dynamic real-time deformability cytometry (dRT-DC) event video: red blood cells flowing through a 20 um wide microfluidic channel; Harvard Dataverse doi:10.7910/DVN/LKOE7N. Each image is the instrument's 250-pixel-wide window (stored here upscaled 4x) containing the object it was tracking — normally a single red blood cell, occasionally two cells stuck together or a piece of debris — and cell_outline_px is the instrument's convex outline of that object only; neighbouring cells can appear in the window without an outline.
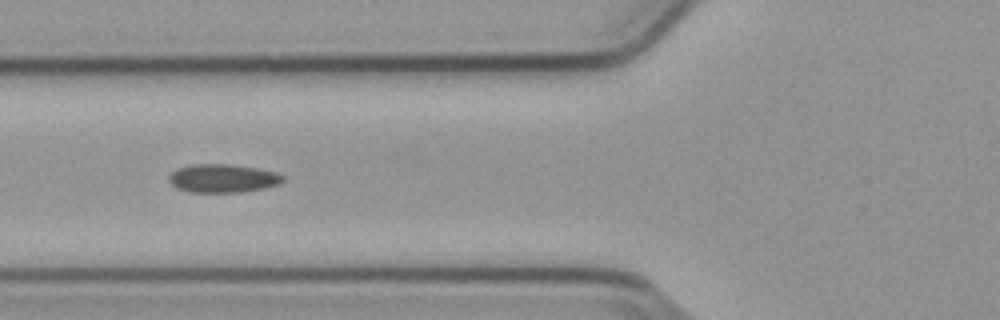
{"species": "common noctule bat (a hibernating species)", "species_latin": "Nyctalus noctula", "temperature_condition": "cold", "stored_images_in_passage": 50, "camera_frame_rate_fps": 3000, "um_per_image_px": 0.085, "animal": {"sex": "male", "body_mass_g": 23.1, "forearm_length_mm": 52.7}, "frame": {"image": 1, "passage_image": 21, "time_ms": 6.667, "image_size_px": [1000, 320], "cell_outline_px": [[284, 180], [280, 184], [264, 188], [240, 192], [188, 192], [176, 188], [168, 180], [168, 176], [172, 172], [180, 168], [192, 164], [228, 164], [256, 168], [276, 172], [284, 176]], "centroid_in_image_um": [18.94, 15.16], "position_along_channel_um": 106.9, "area_um2": 18.84}}
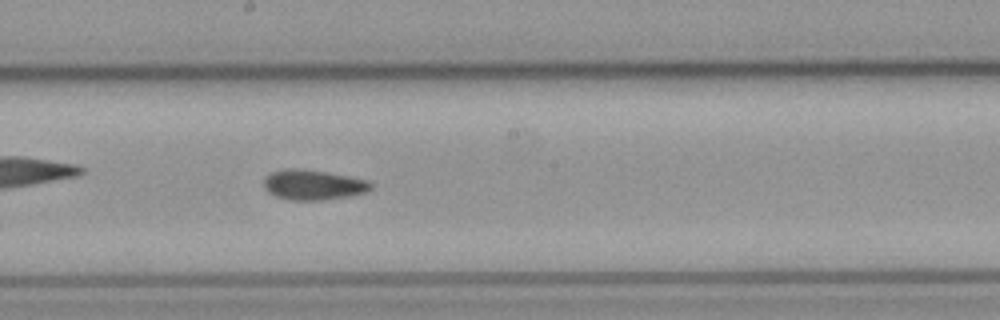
{"frame": {"image": 2, "passage_image": 30, "time_ms": 9.667, "image_size_px": [1000, 320], "cell_outline_px": [[372, 188], [364, 192], [352, 196], [324, 200], [288, 200], [276, 196], [268, 192], [264, 188], [264, 180], [272, 172], [296, 168], [324, 172], [348, 176], [368, 180], [372, 184]], "centroid_in_image_um": [26.64, 15.73], "position_along_channel_um": 221.6, "area_um2": 18.55}}
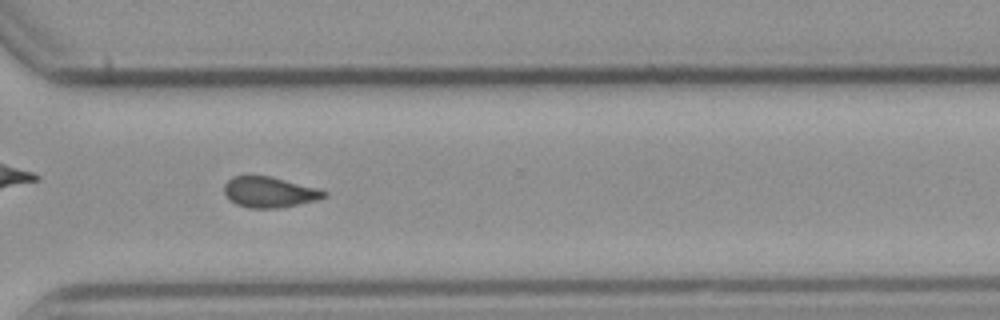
{"frame": {"image": 3, "passage_image": 40, "time_ms": 13.0, "image_size_px": [1000, 320], "cell_outline_px": [[328, 196], [316, 200], [280, 208], [248, 208], [236, 204], [228, 200], [224, 192], [224, 184], [232, 176], [268, 176], [320, 188], [328, 192]], "centroid_in_image_um": [22.9, 16.34], "position_along_channel_um": 347.7, "area_um2": 17.98}}